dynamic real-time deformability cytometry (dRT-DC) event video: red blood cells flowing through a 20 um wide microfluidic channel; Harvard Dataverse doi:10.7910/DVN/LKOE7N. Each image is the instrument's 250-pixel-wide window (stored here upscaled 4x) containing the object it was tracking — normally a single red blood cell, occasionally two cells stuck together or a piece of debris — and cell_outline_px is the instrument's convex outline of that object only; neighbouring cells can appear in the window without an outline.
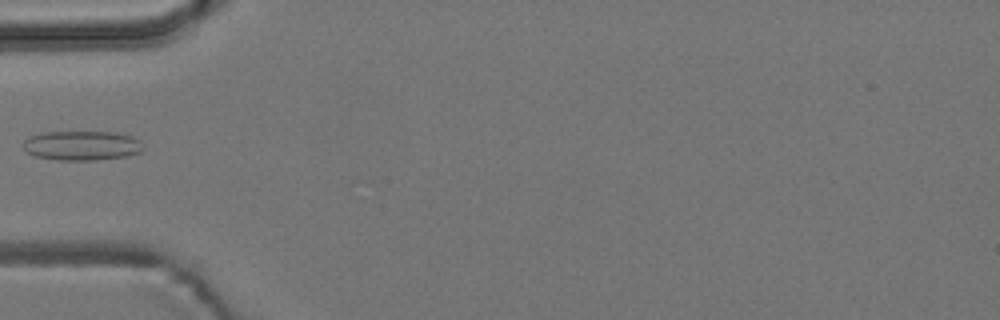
{"species": "common noctule bat (a hibernating species)", "species_latin": "Nyctalus noctula", "temperature_condition": "room temperature", "stored_images_in_passage": 3, "camera_frame_rate_fps": 3000, "um_per_image_px": 0.085, "animal": {"sex": "male", "body_mass_g": 19.2, "forearm_length_mm": 51.8}, "frame": {"image": 1, "passage_image": 2, "time_ms": 1.667, "image_size_px": [1000, 320], "cell_outline_px": [[144, 148], [140, 152], [128, 156], [96, 160], [60, 160], [36, 156], [24, 152], [24, 140], [28, 136], [40, 132], [116, 132], [132, 136], [140, 140]], "centroid_in_image_um": [6.96, 12.37], "position_along_channel_um": 78.0, "area_um2": 20.87}}